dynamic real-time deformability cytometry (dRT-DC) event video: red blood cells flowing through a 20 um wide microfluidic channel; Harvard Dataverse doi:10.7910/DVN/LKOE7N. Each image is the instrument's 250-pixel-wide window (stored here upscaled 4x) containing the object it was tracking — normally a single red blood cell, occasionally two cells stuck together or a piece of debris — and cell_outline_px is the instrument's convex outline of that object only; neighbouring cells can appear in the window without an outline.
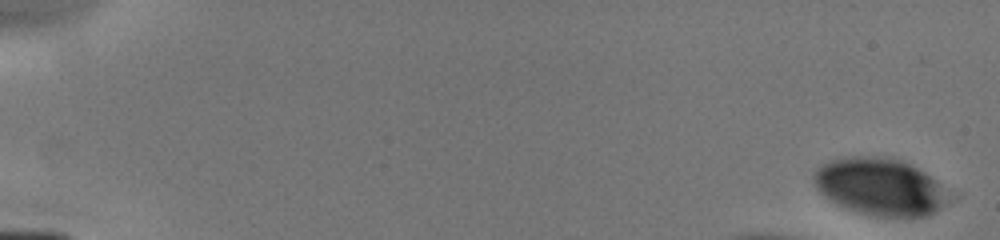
{"species": "human", "species_latin": "Homo sapiens", "temperature_condition": "cold", "stored_images_in_passage": 8, "camera_frame_rate_fps": 3000, "um_per_image_px": 0.085, "donor": {"sex": "male"}, "frame": {"image": 1, "passage_image": 1, "time_ms": 0.0, "image_size_px": [1000, 240], "cell_outline_px": [[960, 196], [956, 200], [936, 212], [928, 216], [876, 216], [860, 212], [836, 204], [824, 196], [820, 192], [816, 184], [816, 172], [824, 164], [832, 160], [852, 156], [860, 156], [900, 160], [924, 172], [960, 192]], "centroid_in_image_um": [75.05, 15.92], "position_along_channel_um": 9.9, "area_um2": 45.49}}
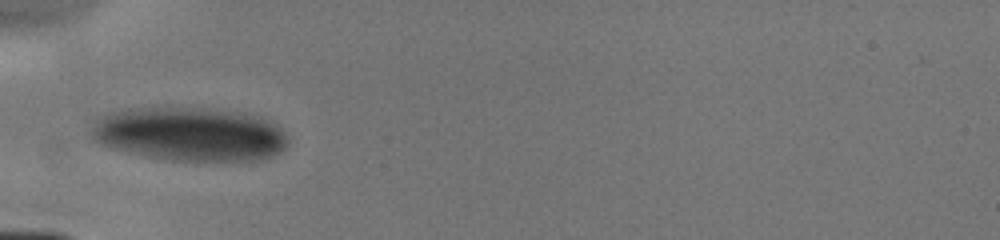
{"frame": {"image": 2, "passage_image": 7, "time_ms": 5.667, "image_size_px": [1000, 240], "cell_outline_px": [[288, 144], [280, 152], [272, 156], [252, 160], [172, 160], [148, 156], [112, 148], [100, 144], [92, 140], [92, 128], [104, 116], [112, 112], [132, 108], [168, 104], [212, 108], [244, 112], [260, 116], [276, 124], [284, 132], [288, 140]], "centroid_in_image_um": [16.16, 11.34], "position_along_channel_um": 68.8, "area_um2": 62.42}}